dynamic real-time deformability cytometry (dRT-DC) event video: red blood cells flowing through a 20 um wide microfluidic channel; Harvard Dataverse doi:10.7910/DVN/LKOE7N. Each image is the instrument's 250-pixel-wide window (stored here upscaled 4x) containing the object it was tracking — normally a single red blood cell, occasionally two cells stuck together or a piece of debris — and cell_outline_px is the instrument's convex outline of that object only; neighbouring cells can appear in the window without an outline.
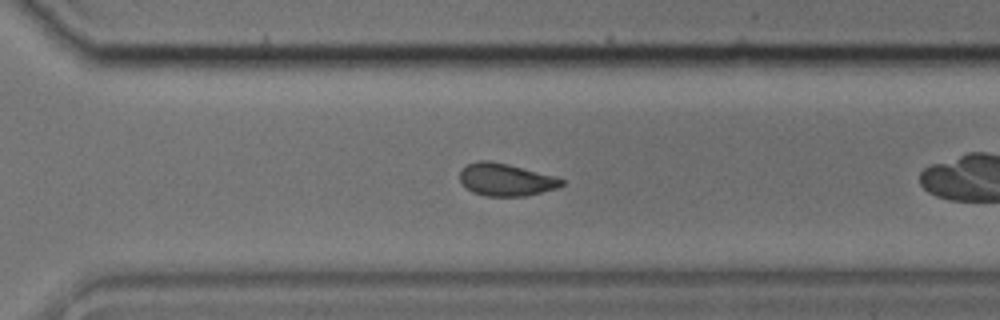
{"species": "common noctule bat (a hibernating species)", "species_latin": "Nyctalus noctula", "temperature_condition": "cold", "stored_images_in_passage": 39, "camera_frame_rate_fps": 3000, "um_per_image_px": 0.085, "animal": {"sex": "male", "body_mass_g": 17.9, "forearm_length_mm": 54.2}, "frame": {"image": 1, "passage_image": 23, "time_ms": 7.333, "image_size_px": [1000, 320], "cell_outline_px": [[564, 184], [556, 188], [524, 196], [484, 196], [472, 192], [460, 180], [460, 172], [468, 164], [480, 160], [488, 160], [508, 164], [556, 176], [564, 180]], "centroid_in_image_um": [43.01, 15.27], "position_along_channel_um": 327.6, "area_um2": 19.07}}